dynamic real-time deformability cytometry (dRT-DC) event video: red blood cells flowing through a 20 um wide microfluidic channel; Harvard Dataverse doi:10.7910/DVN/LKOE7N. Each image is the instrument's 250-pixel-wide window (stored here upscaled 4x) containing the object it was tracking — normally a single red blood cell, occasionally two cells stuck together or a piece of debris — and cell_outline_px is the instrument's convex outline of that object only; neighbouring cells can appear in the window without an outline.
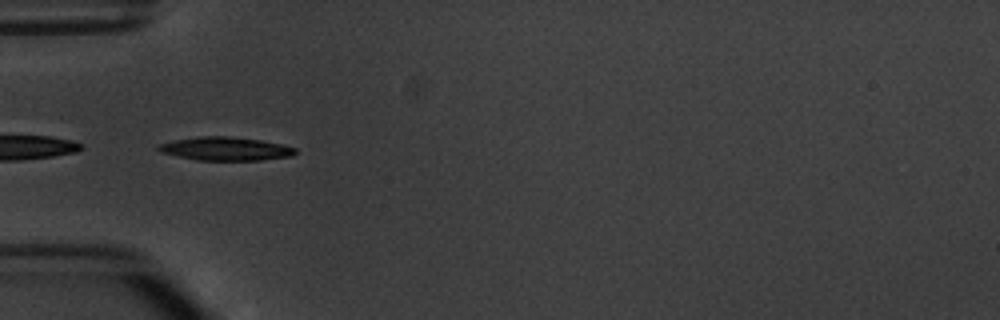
{"species": "common noctule bat (a hibernating species)", "species_latin": "Nyctalus noctula", "temperature_condition": "warm", "stored_images_in_passage": 5, "camera_frame_rate_fps": 3000, "um_per_image_px": 0.085, "animal": {"sex": "male", "body_mass_g": 20.1, "forearm_length_mm": 53.5}, "frame": {"image": 1, "passage_image": 4, "time_ms": 4.333, "image_size_px": [1000, 320], "cell_outline_px": [[296, 152], [292, 156], [260, 160], [196, 160], [160, 152], [156, 148], [160, 144], [172, 140], [200, 136], [228, 136], [260, 140], [280, 144], [296, 148]], "centroid_in_image_um": [19.14, 12.64], "position_along_channel_um": 65.9, "area_um2": 18.61}}